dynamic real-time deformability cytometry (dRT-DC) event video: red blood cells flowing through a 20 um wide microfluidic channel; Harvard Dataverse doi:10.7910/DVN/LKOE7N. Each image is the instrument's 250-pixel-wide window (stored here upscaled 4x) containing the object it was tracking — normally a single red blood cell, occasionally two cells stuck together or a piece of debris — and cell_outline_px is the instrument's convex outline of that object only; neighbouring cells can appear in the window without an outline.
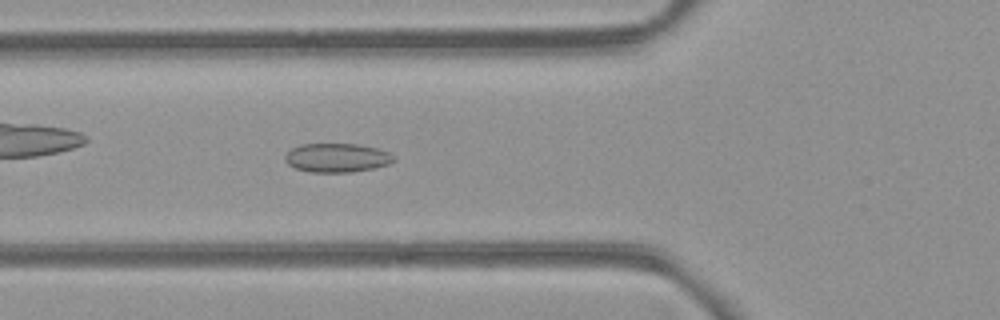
{"species": "common noctule bat (a hibernating species)", "species_latin": "Nyctalus noctula", "temperature_condition": "room temperature", "stored_images_in_passage": 6, "camera_frame_rate_fps": 3000, "um_per_image_px": 0.085, "animal": {"sex": "female", "body_mass_g": 21.9}, "frame": {"image": 1, "passage_image": 6, "time_ms": 6.667, "image_size_px": [1000, 320], "cell_outline_px": [[396, 160], [388, 164], [372, 168], [352, 172], [308, 172], [296, 168], [288, 164], [284, 160], [284, 156], [292, 148], [300, 144], [356, 144], [376, 148], [388, 152], [396, 156]], "centroid_in_image_um": [28.63, 13.41], "position_along_channel_um": 97.2, "area_um2": 18.32}}